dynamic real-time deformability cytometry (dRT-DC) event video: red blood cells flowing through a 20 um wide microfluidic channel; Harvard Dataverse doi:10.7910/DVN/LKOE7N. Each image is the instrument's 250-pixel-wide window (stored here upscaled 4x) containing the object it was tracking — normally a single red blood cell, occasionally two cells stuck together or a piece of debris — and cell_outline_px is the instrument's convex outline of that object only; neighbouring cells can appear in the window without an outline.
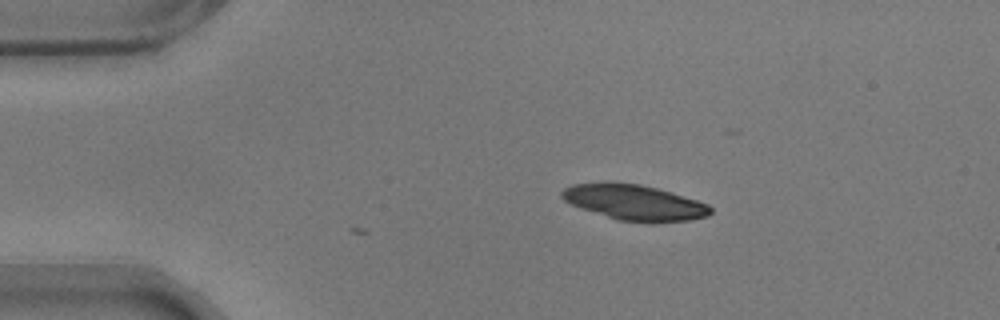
{"species": "common noctule bat (a hibernating species)", "species_latin": "Nyctalus noctula", "temperature_condition": "warm", "stored_images_in_passage": 3, "camera_frame_rate_fps": 3000, "um_per_image_px": 0.085, "animal": {"sex": "male", "body_mass_g": 17.9}, "frame": {"image": 1, "passage_image": 3, "time_ms": 0.667, "image_size_px": [1000, 320], "cell_outline_px": [[712, 212], [708, 216], [688, 220], [652, 224], [648, 224], [620, 220], [580, 208], [564, 200], [560, 196], [560, 192], [564, 188], [572, 184], [604, 180], [612, 180], [640, 184], [672, 192], [708, 204], [712, 208]], "centroid_in_image_um": [53.89, 17.19], "position_along_channel_um": 31.1, "area_um2": 31.5}}